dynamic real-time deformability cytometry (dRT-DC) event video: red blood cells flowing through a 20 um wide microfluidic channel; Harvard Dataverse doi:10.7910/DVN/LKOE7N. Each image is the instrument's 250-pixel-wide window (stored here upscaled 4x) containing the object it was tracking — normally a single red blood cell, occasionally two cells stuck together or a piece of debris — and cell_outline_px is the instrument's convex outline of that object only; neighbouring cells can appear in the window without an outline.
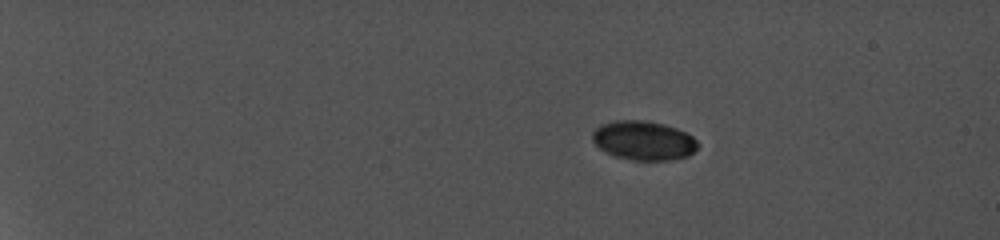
{"species": "common noctule bat (a hibernating species)", "species_latin": "Nyctalus noctula", "temperature_condition": "cold", "stored_images_in_passage": 13, "camera_frame_rate_fps": 5000, "um_per_image_px": 0.085, "animal": {"sex": "female", "body_mass_g": 19.0, "forearm_length_mm": 56.7}, "frame": {"image": 1, "passage_image": 1, "time_ms": 0.0, "image_size_px": [1000, 240], "cell_outline_px": [[700, 144], [688, 156], [668, 160], [632, 160], [616, 156], [604, 152], [592, 140], [592, 132], [600, 124], [612, 120], [644, 120], [664, 124], [676, 128], [692, 136]], "centroid_in_image_um": [54.68, 11.93], "position_along_channel_um": 30.3, "area_um2": 24.1}}
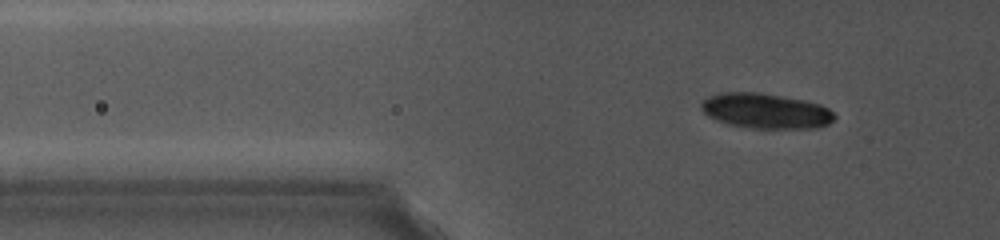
{"frame": {"image": 2, "passage_image": 10, "time_ms": 3.8, "image_size_px": [1000, 240], "cell_outline_px": [[836, 116], [828, 124], [816, 128], [752, 128], [728, 124], [708, 116], [700, 108], [700, 104], [708, 96], [720, 92], [760, 92], [804, 100], [820, 104], [828, 108]], "centroid_in_image_um": [65.07, 9.42], "position_along_channel_um": 60.7, "area_um2": 27.28}}